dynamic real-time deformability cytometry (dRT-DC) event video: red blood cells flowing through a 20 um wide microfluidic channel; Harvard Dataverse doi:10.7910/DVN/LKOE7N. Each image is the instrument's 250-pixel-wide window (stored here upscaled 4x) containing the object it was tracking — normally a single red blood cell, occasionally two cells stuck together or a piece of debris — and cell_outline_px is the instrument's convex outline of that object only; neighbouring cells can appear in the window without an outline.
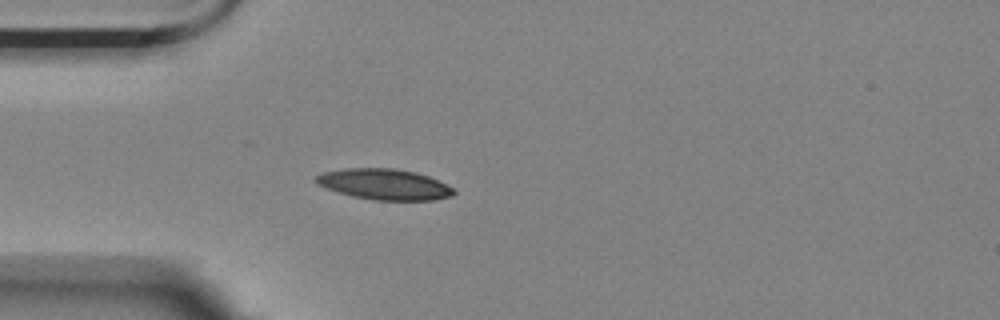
{"species": "Egyptian fruit bat (a non-hibernating species)", "species_latin": "Rousettus aegyptiacus", "temperature_condition": "room temperature", "stored_images_in_passage": 1, "camera_frame_rate_fps": 3000, "um_per_image_px": 0.085, "animal": {"sex": "female"}, "frame": {"image": 1, "passage_image": 1, "time_ms": 0.0, "image_size_px": [1000, 320], "cell_outline_px": [[456, 192], [452, 196], [432, 200], [372, 200], [352, 196], [316, 184], [312, 180], [316, 176], [324, 172], [344, 168], [396, 168], [416, 172], [428, 176], [452, 188]], "centroid_in_image_um": [32.64, 15.66], "position_along_channel_um": 52.4, "area_um2": 24.62}}